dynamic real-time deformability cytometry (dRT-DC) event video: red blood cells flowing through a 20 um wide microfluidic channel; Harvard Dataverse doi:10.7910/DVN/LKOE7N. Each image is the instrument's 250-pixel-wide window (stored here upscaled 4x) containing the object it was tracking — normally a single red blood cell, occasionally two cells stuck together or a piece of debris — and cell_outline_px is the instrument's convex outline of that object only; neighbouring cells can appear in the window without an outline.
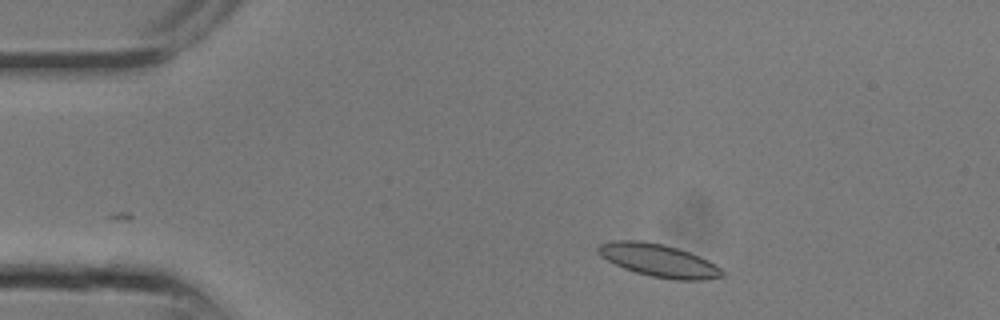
{"species": "common noctule bat (a hibernating species)", "species_latin": "Nyctalus noctula", "temperature_condition": "room temperature", "stored_images_in_passage": 6, "camera_frame_rate_fps": 3000, "um_per_image_px": 0.085, "animal": {"sex": "male", "body_mass_g": 13.3}, "frame": {"image": 1, "passage_image": 1, "time_ms": 0.0, "image_size_px": [1000, 320], "cell_outline_px": [[724, 276], [704, 280], [676, 280], [652, 276], [636, 272], [624, 268], [600, 256], [596, 252], [596, 248], [600, 244], [612, 240], [640, 240], [664, 244], [700, 256], [708, 260], [720, 268], [724, 272]], "centroid_in_image_um": [55.97, 22.13], "position_along_channel_um": 29.0, "area_um2": 23.64}}
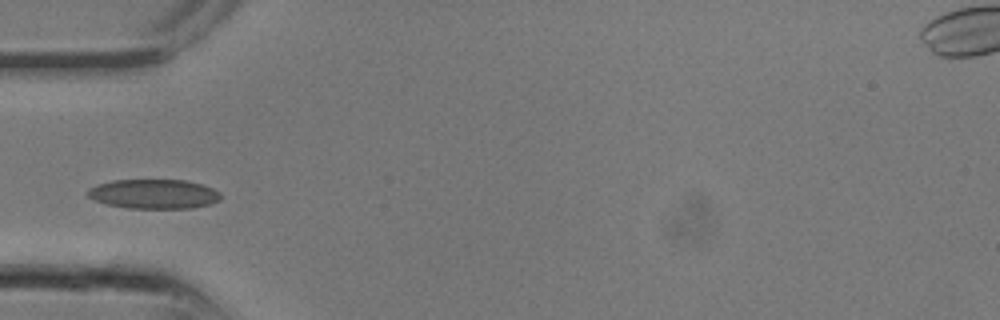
{"frame": {"image": 2, "passage_image": 5, "time_ms": 1.333, "image_size_px": [1000, 320], "cell_outline_px": [[220, 200], [212, 204], [192, 208], [128, 208], [108, 204], [96, 200], [88, 196], [88, 188], [96, 184], [112, 180], [184, 180], [200, 184], [212, 188], [220, 192]], "centroid_in_image_um": [13.09, 16.48], "position_along_channel_um": 71.9, "area_um2": 22.77}}